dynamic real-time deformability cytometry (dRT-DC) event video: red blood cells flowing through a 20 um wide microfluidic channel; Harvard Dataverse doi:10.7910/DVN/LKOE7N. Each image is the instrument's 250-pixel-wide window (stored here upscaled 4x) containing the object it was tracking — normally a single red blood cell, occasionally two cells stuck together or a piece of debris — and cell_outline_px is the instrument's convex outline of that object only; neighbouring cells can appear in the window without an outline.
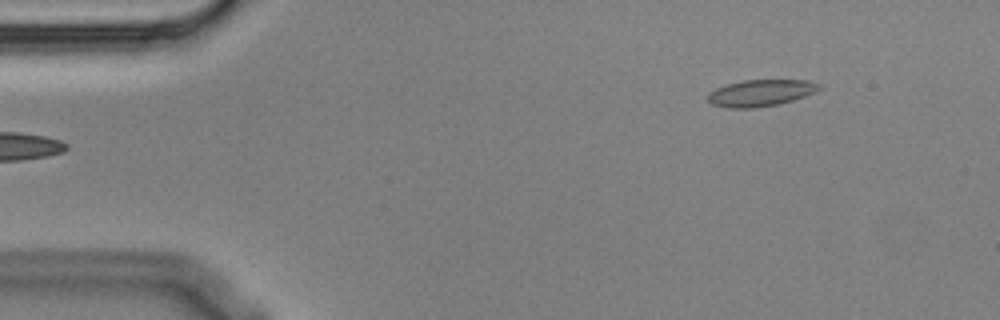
{"species": "Egyptian fruit bat (a non-hibernating species)", "species_latin": "Rousettus aegyptiacus", "temperature_condition": "cold", "stored_images_in_passage": 3, "camera_frame_rate_fps": 3000, "um_per_image_px": 0.085, "animal": {"sex": "male"}, "frame": {"image": 1, "passage_image": 3, "time_ms": 0.667, "image_size_px": [1000, 320], "cell_outline_px": [[820, 88], [804, 96], [792, 100], [776, 104], [752, 108], [728, 108], [712, 104], [708, 100], [708, 92], [716, 88], [728, 84], [744, 80], [808, 80], [820, 84]], "centroid_in_image_um": [64.61, 7.89], "position_along_channel_um": 20.4, "area_um2": 16.99}}